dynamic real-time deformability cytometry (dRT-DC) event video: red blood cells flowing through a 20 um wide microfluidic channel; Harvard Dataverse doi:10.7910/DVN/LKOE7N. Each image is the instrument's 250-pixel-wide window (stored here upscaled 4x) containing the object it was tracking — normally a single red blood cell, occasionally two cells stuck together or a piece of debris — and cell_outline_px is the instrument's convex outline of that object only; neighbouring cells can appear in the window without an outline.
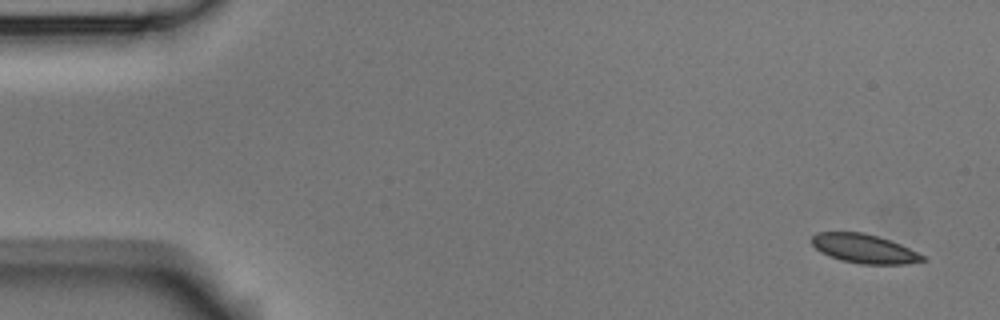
{"species": "Egyptian fruit bat (a non-hibernating species)", "species_latin": "Rousettus aegyptiacus", "temperature_condition": "room temperature", "stored_images_in_passage": 4, "camera_frame_rate_fps": 3000, "um_per_image_px": 0.085, "animal": {"sex": "male"}, "frame": {"image": 1, "passage_image": 1, "time_ms": 0.0, "image_size_px": [1000, 320], "cell_outline_px": [[924, 260], [904, 264], [860, 264], [840, 260], [820, 252], [812, 244], [812, 236], [816, 232], [864, 232], [900, 244], [924, 256]], "centroid_in_image_um": [73.4, 21.13], "position_along_channel_um": 11.6, "area_um2": 18.5}}